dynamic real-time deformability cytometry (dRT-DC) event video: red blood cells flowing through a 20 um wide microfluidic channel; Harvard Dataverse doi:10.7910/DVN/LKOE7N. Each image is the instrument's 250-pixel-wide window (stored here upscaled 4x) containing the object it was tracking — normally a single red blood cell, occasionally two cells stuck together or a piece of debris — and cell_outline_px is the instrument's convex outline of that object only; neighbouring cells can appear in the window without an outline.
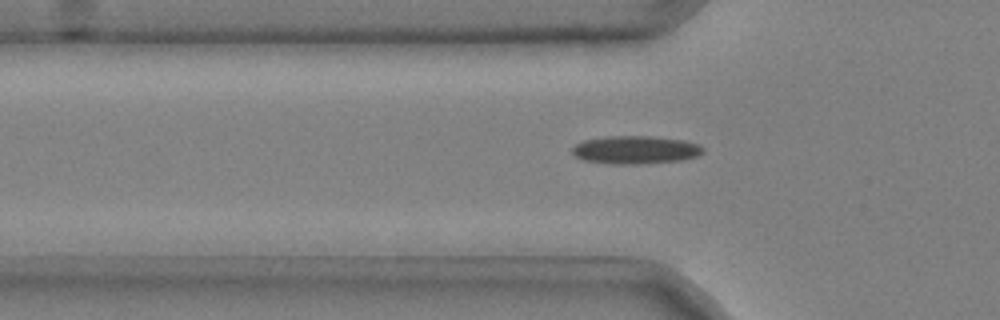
{"species": "common noctule bat (a hibernating species)", "species_latin": "Nyctalus noctula", "temperature_condition": "cold", "stored_images_in_passage": 49, "camera_frame_rate_fps": 3000, "um_per_image_px": 0.085, "animal": {"sex": "male", "body_mass_g": 20.4}, "frame": {"image": 1, "passage_image": 16, "time_ms": 5.0, "image_size_px": [1000, 320], "cell_outline_px": [[704, 152], [696, 156], [680, 160], [640, 164], [612, 164], [584, 160], [576, 156], [572, 152], [572, 148], [576, 144], [584, 140], [608, 136], [652, 136], [684, 140], [700, 144], [704, 148]], "centroid_in_image_um": [54.03, 12.73], "position_along_channel_um": 71.8, "area_um2": 21.39}}
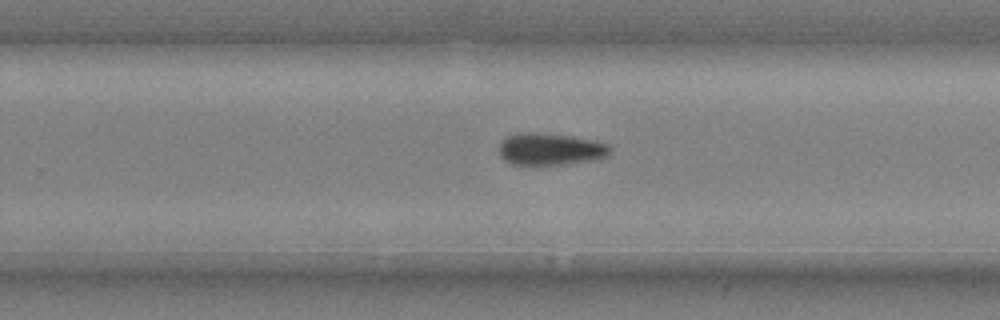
{"frame": {"image": 2, "passage_image": 33, "time_ms": 10.667, "image_size_px": [1000, 320], "cell_outline_px": [[612, 152], [608, 156], [596, 160], [536, 168], [532, 168], [512, 164], [504, 160], [500, 156], [500, 140], [504, 136], [520, 132], [536, 132], [572, 136], [596, 140], [608, 144], [612, 148]], "centroid_in_image_um": [46.76, 12.71], "position_along_channel_um": 283.0, "area_um2": 21.96}}
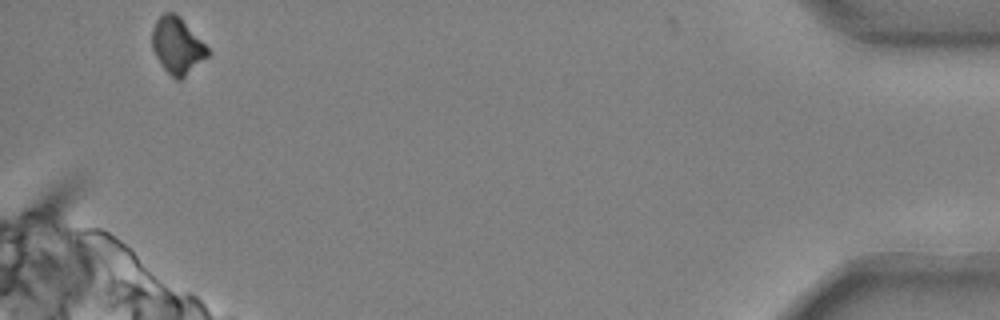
{"frame": {"image": 3, "passage_image": 49, "time_ms": 16.0, "image_size_px": [1000, 320], "cell_outline_px": [[212, 52], [208, 56], [180, 80], [176, 80], [160, 64], [152, 48], [152, 28], [156, 20], [164, 12], [172, 12], [180, 16]], "centroid_in_image_um": [15.06, 3.86], "position_along_channel_um": 420.1, "area_um2": 18.21}}